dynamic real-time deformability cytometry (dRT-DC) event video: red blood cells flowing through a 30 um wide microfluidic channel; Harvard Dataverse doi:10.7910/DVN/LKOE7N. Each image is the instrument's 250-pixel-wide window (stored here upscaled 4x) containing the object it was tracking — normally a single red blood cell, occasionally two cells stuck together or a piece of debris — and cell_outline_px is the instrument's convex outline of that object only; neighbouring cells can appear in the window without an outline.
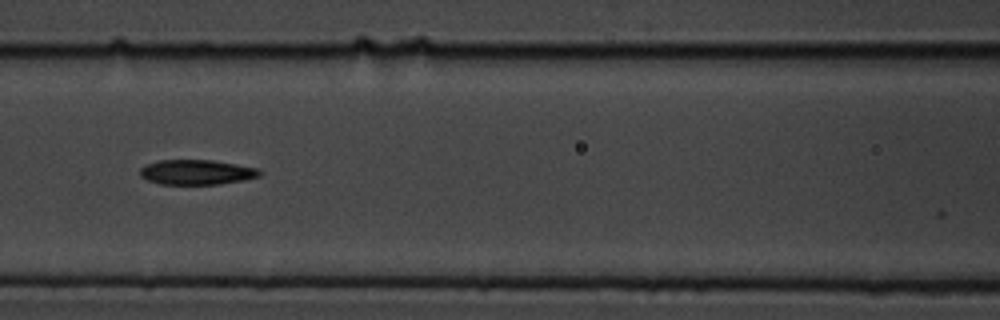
{"species": "common noctule bat (a hibernating species)", "species_latin": "Nyctalus noctula", "temperature_condition": "cold", "stored_images_in_passage": 11, "camera_frame_rate_fps": 3000, "um_per_image_px": 0.085, "animal": {"sex": "male", "body_mass_g": 19.5, "forearm_length_mm": 54.6}, "frame": {"image": 1, "passage_image": 7, "time_ms": 2.0, "image_size_px": [1000, 320], "cell_outline_px": [[264, 172], [260, 176], [244, 180], [220, 184], [160, 184], [148, 180], [140, 176], [140, 168], [148, 164], [160, 160], [212, 160], [236, 164], [256, 168]], "centroid_in_image_um": [16.74, 14.64], "position_along_channel_um": 149.9, "area_um2": 17.34}}
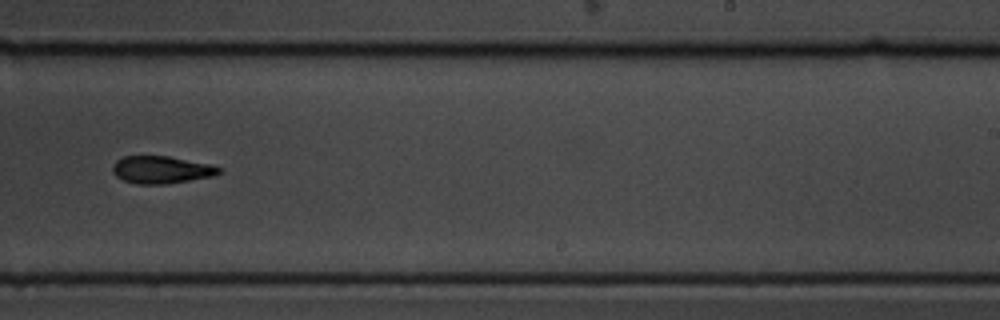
{"frame": {"image": 2, "passage_image": 10, "time_ms": 3.0, "image_size_px": [1000, 320], "cell_outline_px": [[224, 172], [212, 176], [164, 184], [136, 184], [124, 180], [116, 176], [112, 172], [112, 164], [116, 160], [124, 156], [168, 156], [212, 164], [224, 168]], "centroid_in_image_um": [13.74, 14.42], "position_along_channel_um": 275.3, "area_um2": 17.17}}
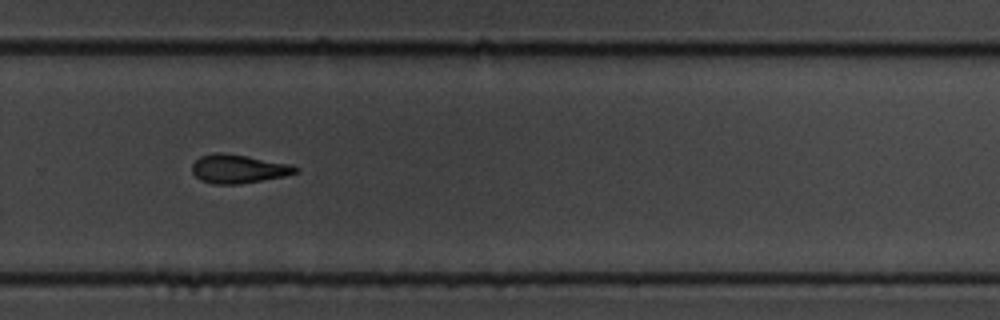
{"frame": {"image": 3, "passage_image": 11, "time_ms": 3.333, "image_size_px": [1000, 320], "cell_outline_px": [[300, 168], [296, 172], [284, 176], [240, 184], [212, 184], [200, 180], [192, 172], [192, 164], [200, 156], [216, 152], [224, 152], [248, 156], [292, 164]], "centroid_in_image_um": [20.25, 14.34], "position_along_channel_um": 309.5, "area_um2": 17.4}}